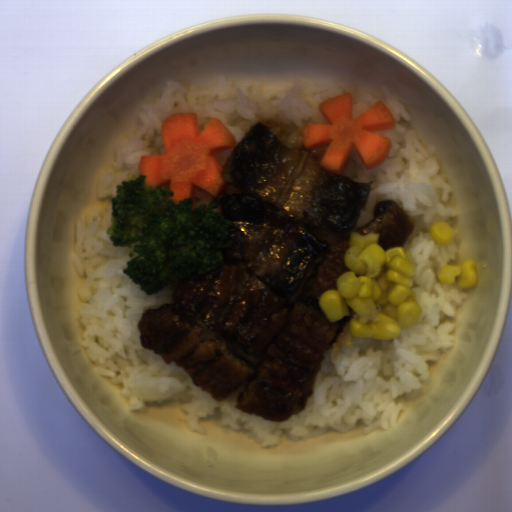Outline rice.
Wrapping results in <instances>:
<instances>
[{"label":"rice","instance_id":"obj_1","mask_svg":"<svg viewBox=\"0 0 512 512\" xmlns=\"http://www.w3.org/2000/svg\"><path fill=\"white\" fill-rule=\"evenodd\" d=\"M378 101L384 102L395 124L373 131L391 139L388 157L366 170L351 147L341 172L371 182L354 228L370 222L375 206L384 199L396 202L413 223L403 248L415 267L413 290L422 310L415 327L401 328L395 340H377L350 334L344 323L325 353L312 396L303 411L287 421L265 420L236 408L246 380L218 402L177 365L142 347L140 318L146 310L169 304L173 284L148 295L122 272L129 249L117 247L107 235L113 221L111 203L78 218L70 260L82 278L78 292L82 344L92 370L119 387L127 410L145 413L152 403L183 400L185 422L193 433L206 434L199 422L219 413L223 426L246 430L260 447L280 445L283 434L300 441L329 430L349 433L363 422L362 434L367 436L398 423L401 396L423 388L430 379V363H439L443 352L454 348V319L468 297L465 288L438 279L441 267L457 264L456 246L454 237L448 244L435 242L430 226L446 221L454 230L459 218L440 158L416 131L406 104L380 85L353 98L354 117Z\"/></svg>","mask_w":512,"mask_h":512},{"label":"rice","instance_id":"obj_2","mask_svg":"<svg viewBox=\"0 0 512 512\" xmlns=\"http://www.w3.org/2000/svg\"><path fill=\"white\" fill-rule=\"evenodd\" d=\"M341 94L344 92L338 86L313 83L277 90L264 89L258 82L234 84L221 76L213 89L203 90L198 85L185 87L178 80H170L158 96L143 104L139 128L117 143L112 169L99 181L96 195L114 197L118 184L142 175V156L165 153L162 124L173 114L196 113L199 134L211 118H217L236 144L252 125L262 123L290 148L307 151L302 127L305 123H329L319 104Z\"/></svg>","mask_w":512,"mask_h":512},{"label":"rice","instance_id":"obj_3","mask_svg":"<svg viewBox=\"0 0 512 512\" xmlns=\"http://www.w3.org/2000/svg\"><path fill=\"white\" fill-rule=\"evenodd\" d=\"M215 199H216V197H214L208 193H205V192L194 187L191 211L195 207L205 204L208 201H215Z\"/></svg>","mask_w":512,"mask_h":512},{"label":"rice","instance_id":"obj_4","mask_svg":"<svg viewBox=\"0 0 512 512\" xmlns=\"http://www.w3.org/2000/svg\"><path fill=\"white\" fill-rule=\"evenodd\" d=\"M232 148L231 149H228V150H225V151H221V152H218V153H215L221 166H222V169L224 168L227 160H228V157L230 155V152H231Z\"/></svg>","mask_w":512,"mask_h":512},{"label":"rice","instance_id":"obj_5","mask_svg":"<svg viewBox=\"0 0 512 512\" xmlns=\"http://www.w3.org/2000/svg\"><path fill=\"white\" fill-rule=\"evenodd\" d=\"M328 145L320 146V147L315 148L313 150H307V151L312 152V153H314V154H316V155H318L319 157L322 158L324 153H325V151H326V149H327V147H328Z\"/></svg>","mask_w":512,"mask_h":512}]
</instances>
